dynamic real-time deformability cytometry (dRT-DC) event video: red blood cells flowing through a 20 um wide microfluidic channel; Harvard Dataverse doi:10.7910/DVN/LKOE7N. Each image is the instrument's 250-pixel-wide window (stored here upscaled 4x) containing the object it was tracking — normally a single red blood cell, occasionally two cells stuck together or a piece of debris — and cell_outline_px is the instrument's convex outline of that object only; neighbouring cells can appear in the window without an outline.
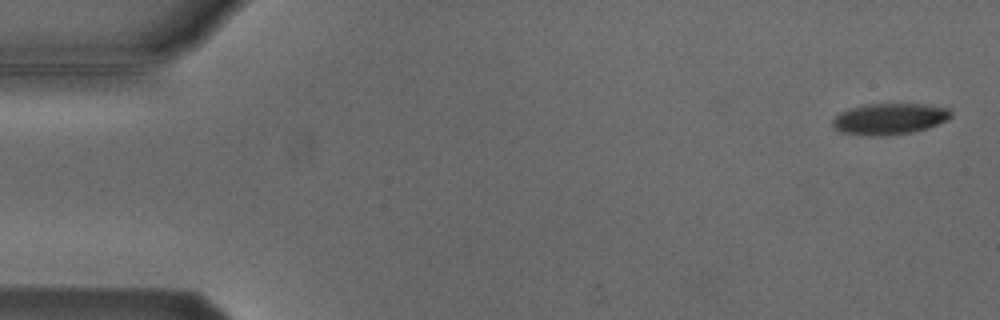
{"species": "Egyptian fruit bat (a non-hibernating species)", "species_latin": "Rousettus aegyptiacus", "temperature_condition": "cold", "stored_images_in_passage": 5, "camera_frame_rate_fps": 3000, "um_per_image_px": 0.085, "animal": {"sex": "male"}, "frame": {"image": 1, "passage_image": 1, "time_ms": 0.0, "image_size_px": [1000, 320], "cell_outline_px": [[952, 116], [948, 120], [928, 128], [912, 132], [880, 136], [868, 136], [840, 132], [832, 128], [832, 120], [840, 112], [852, 108], [868, 104], [924, 104], [948, 108], [952, 112]], "centroid_in_image_um": [75.6, 10.11], "position_along_channel_um": 9.4, "area_um2": 21.62}}
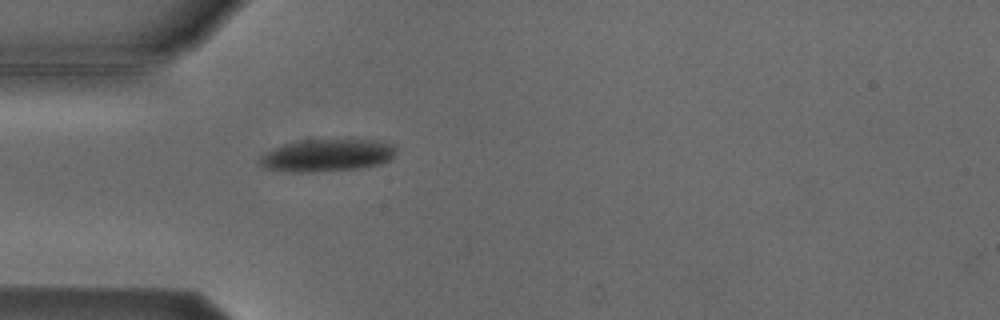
{"frame": {"image": 2, "passage_image": 5, "time_ms": 4.667, "image_size_px": [1000, 320], "cell_outline_px": [[396, 152], [388, 160], [380, 164], [360, 168], [320, 172], [292, 172], [260, 168], [256, 160], [264, 152], [272, 148], [284, 144], [300, 140], [380, 140], [396, 144]], "centroid_in_image_um": [27.74, 13.21], "position_along_channel_um": 57.3, "area_um2": 26.24}}